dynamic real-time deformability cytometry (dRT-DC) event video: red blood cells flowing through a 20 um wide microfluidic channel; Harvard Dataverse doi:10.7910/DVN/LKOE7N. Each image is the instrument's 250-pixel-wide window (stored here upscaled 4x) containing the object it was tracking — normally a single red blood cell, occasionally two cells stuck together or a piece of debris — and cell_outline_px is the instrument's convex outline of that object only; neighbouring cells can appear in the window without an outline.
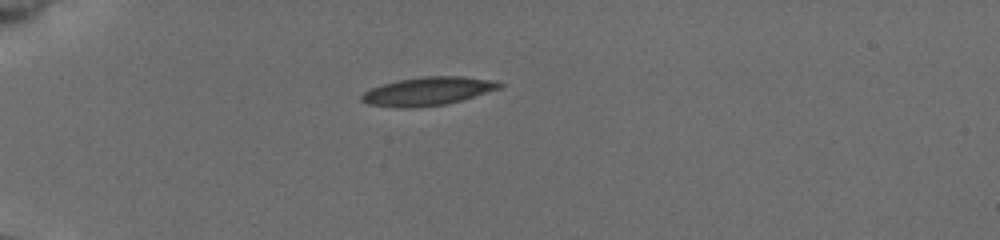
{"species": "common noctule bat (a hibernating species)", "species_latin": "Nyctalus noctula", "temperature_condition": "cold", "stored_images_in_passage": 27, "camera_frame_rate_fps": 3000, "um_per_image_px": 0.085, "animal": {"sex": "female", "body_mass_g": 19.5, "forearm_length_mm": 54.1}, "frame": {"image": 1, "passage_image": 2, "time_ms": 0.333, "image_size_px": [1000, 240], "cell_outline_px": [[504, 84], [500, 88], [460, 100], [444, 104], [408, 108], [396, 108], [368, 104], [360, 100], [360, 96], [364, 92], [372, 88], [384, 84], [400, 80], [424, 76], [460, 76], [488, 80]], "centroid_in_image_um": [36.3, 7.76], "position_along_channel_um": 48.7, "area_um2": 22.31}}
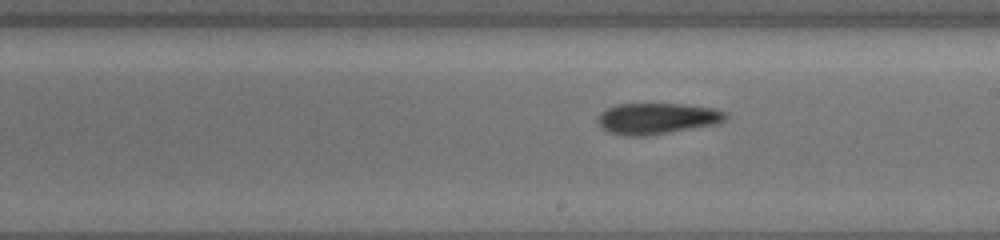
{"frame": {"image": 2, "passage_image": 15, "time_ms": 4.667, "image_size_px": [1000, 240], "cell_outline_px": [[728, 116], [724, 120], [712, 124], [648, 136], [624, 136], [608, 132], [596, 120], [608, 108], [616, 104], [680, 104], [716, 108], [728, 112]], "centroid_in_image_um": [55.86, 10.07], "position_along_channel_um": 233.1, "area_um2": 22.89}}
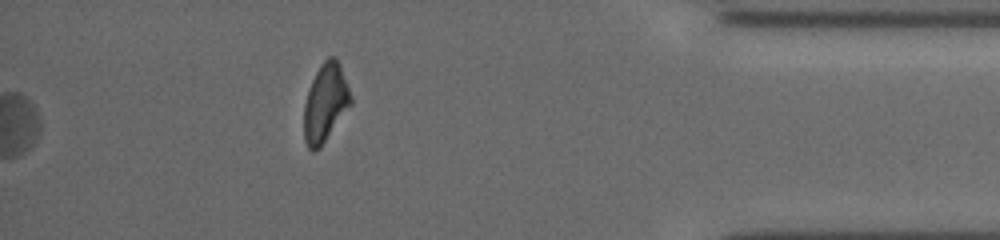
{"frame": {"image": 3, "passage_image": 27, "time_ms": 8.667, "image_size_px": [1000, 240], "cell_outline_px": [[352, 104], [320, 148], [312, 152], [308, 148], [304, 140], [304, 104], [312, 80], [320, 64], [328, 56], [336, 56], [340, 64], [352, 96]], "centroid_in_image_um": [27.67, 8.74], "position_along_channel_um": 407.5, "area_um2": 21.44}}